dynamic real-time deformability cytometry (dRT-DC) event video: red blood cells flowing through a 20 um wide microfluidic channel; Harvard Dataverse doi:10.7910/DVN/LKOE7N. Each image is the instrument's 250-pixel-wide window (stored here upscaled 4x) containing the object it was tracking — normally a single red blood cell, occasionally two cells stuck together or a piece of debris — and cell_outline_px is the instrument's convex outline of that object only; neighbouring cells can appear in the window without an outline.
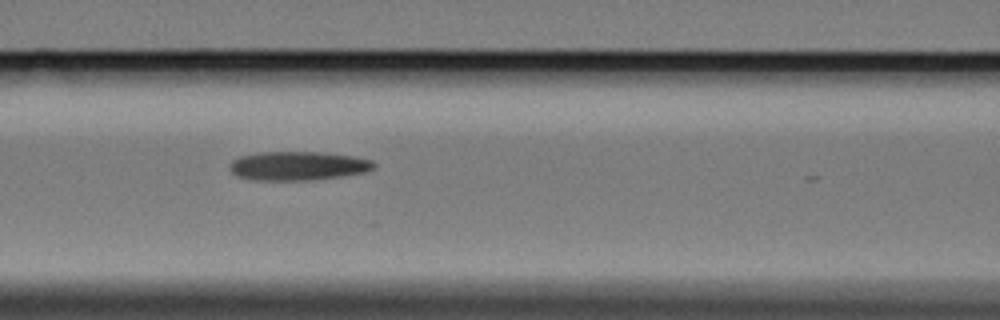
{"species": "Egyptian fruit bat (a non-hibernating species)", "species_latin": "Rousettus aegyptiacus", "temperature_condition": "cold", "stored_images_in_passage": 7, "camera_frame_rate_fps": 3000, "um_per_image_px": 0.085, "animal": {"sex": "female"}, "frame": {"image": 1, "passage_image": 3, "time_ms": 2.333, "image_size_px": [1000, 320], "cell_outline_px": [[376, 168], [368, 172], [316, 180], [256, 180], [236, 176], [228, 168], [228, 164], [232, 160], [240, 156], [260, 152], [320, 152], [352, 156], [372, 160], [376, 164]], "centroid_in_image_um": [25.34, 14.1], "position_along_channel_um": 141.3, "area_um2": 24.57}}
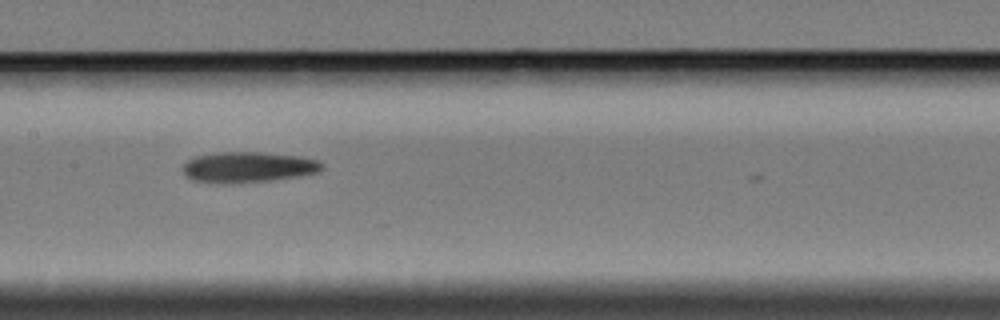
{"frame": {"image": 2, "passage_image": 4, "time_ms": 3.667, "image_size_px": [1000, 320], "cell_outline_px": [[324, 168], [316, 172], [296, 176], [268, 180], [192, 180], [184, 172], [184, 164], [188, 160], [196, 156], [216, 152], [260, 152], [300, 156], [320, 160], [324, 164]], "centroid_in_image_um": [21.18, 14.14], "position_along_channel_um": 186.2, "area_um2": 23.58}}
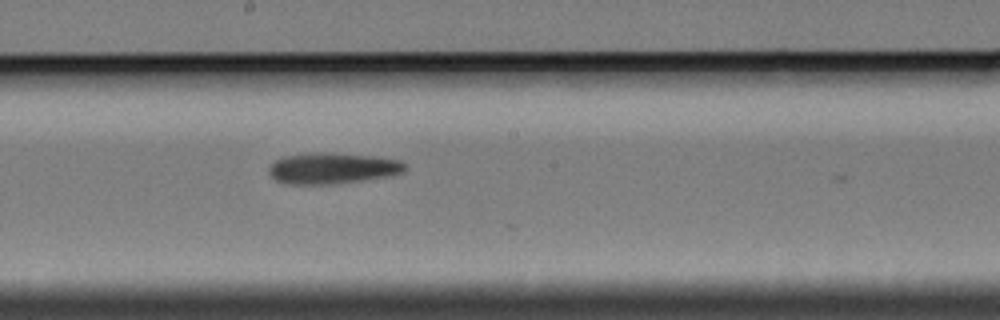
{"frame": {"image": 3, "passage_image": 5, "time_ms": 4.667, "image_size_px": [1000, 320], "cell_outline_px": [[404, 172], [384, 176], [336, 184], [284, 184], [276, 180], [268, 172], [268, 168], [276, 160], [284, 156], [316, 152], [324, 152], [372, 156], [400, 160], [404, 164]], "centroid_in_image_um": [28.19, 14.3], "position_along_channel_um": 220.0, "area_um2": 24.33}}